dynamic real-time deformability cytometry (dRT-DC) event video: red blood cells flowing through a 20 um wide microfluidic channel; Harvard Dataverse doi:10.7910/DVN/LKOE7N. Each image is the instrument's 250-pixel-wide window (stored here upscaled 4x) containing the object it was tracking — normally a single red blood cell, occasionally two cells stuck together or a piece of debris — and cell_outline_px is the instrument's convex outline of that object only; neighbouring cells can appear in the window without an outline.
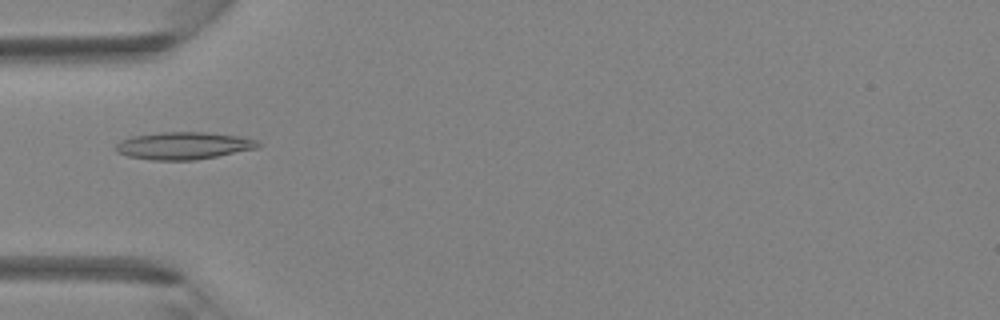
{"species": "Egyptian fruit bat (a non-hibernating species)", "species_latin": "Rousettus aegyptiacus", "temperature_condition": "room temperature", "stored_images_in_passage": 33, "camera_frame_rate_fps": 3000, "um_per_image_px": 0.085, "animal": {"sex": "female"}, "frame": {"image": 1, "passage_image": 3, "time_ms": 0.667, "image_size_px": [1000, 320], "cell_outline_px": [[260, 144], [256, 148], [196, 160], [152, 160], [128, 156], [116, 152], [116, 144], [120, 140], [132, 136], [160, 132], [204, 132], [240, 136], [256, 140]], "centroid_in_image_um": [15.56, 12.38], "position_along_channel_um": 69.4, "area_um2": 22.54}}
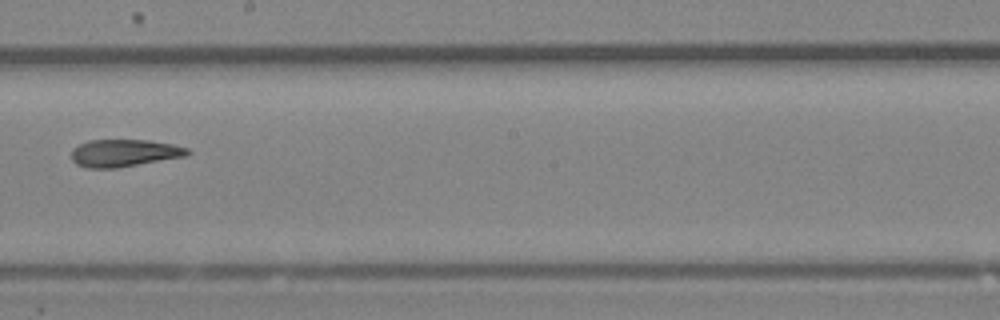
{"frame": {"image": 2, "passage_image": 14, "time_ms": 4.333, "image_size_px": [1000, 320], "cell_outline_px": [[192, 152], [188, 156], [116, 168], [88, 168], [76, 164], [72, 160], [72, 148], [88, 140], [148, 140], [172, 144], [188, 148]], "centroid_in_image_um": [10.58, 13.01], "position_along_channel_um": 237.6, "area_um2": 18.61}}
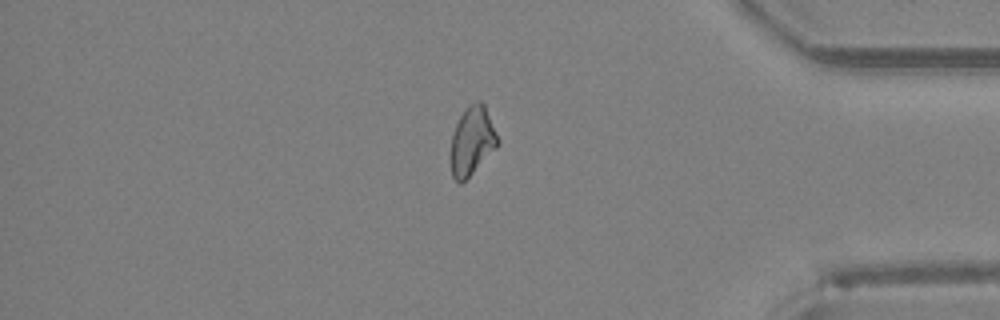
{"frame": {"image": 3, "passage_image": 26, "time_ms": 8.333, "image_size_px": [1000, 320], "cell_outline_px": [[500, 140], [496, 148], [460, 184], [452, 176], [448, 160], [452, 136], [456, 124], [464, 108], [472, 100], [480, 100], [484, 104]], "centroid_in_image_um": [40.09, 11.95], "position_along_channel_um": 395.1, "area_um2": 19.02}}